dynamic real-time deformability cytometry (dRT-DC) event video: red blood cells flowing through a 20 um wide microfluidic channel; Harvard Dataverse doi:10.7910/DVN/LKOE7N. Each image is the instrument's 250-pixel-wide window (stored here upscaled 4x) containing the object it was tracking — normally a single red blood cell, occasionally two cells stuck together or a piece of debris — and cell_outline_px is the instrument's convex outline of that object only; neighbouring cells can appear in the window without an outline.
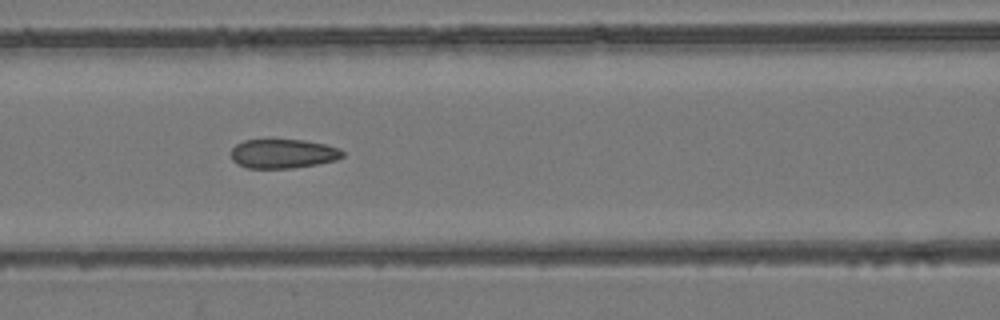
{"species": "common noctule bat (a hibernating species)", "species_latin": "Nyctalus noctula", "temperature_condition": "room temperature", "stored_images_in_passage": 9, "camera_frame_rate_fps": 3000, "um_per_image_px": 0.085, "animal": {"sex": "female", "body_mass_g": 24.6, "forearm_length_mm": 56.2}, "frame": {"image": 1, "passage_image": 7, "time_ms": 6.667, "image_size_px": [1000, 320], "cell_outline_px": [[344, 156], [336, 160], [316, 164], [292, 168], [248, 168], [236, 164], [232, 160], [232, 148], [236, 144], [244, 140], [304, 140], [324, 144], [340, 148], [344, 152]], "centroid_in_image_um": [24.06, 13.06], "position_along_channel_um": 142.5, "area_um2": 18.96}}
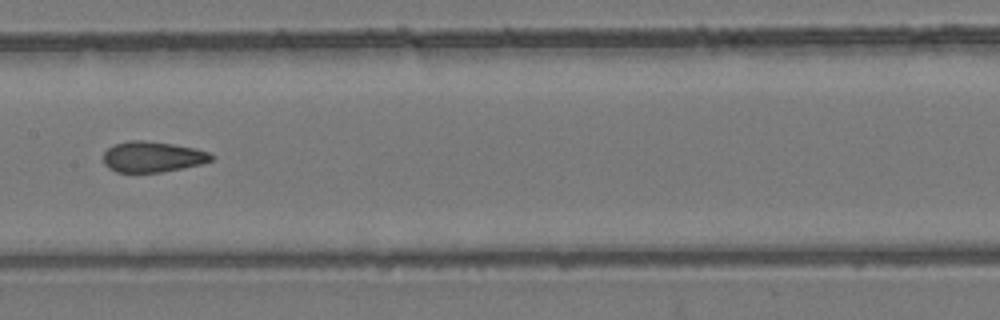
{"frame": {"image": 2, "passage_image": 8, "time_ms": 8.0, "image_size_px": [1000, 320], "cell_outline_px": [[212, 160], [200, 164], [160, 172], [116, 172], [108, 168], [104, 164], [104, 152], [112, 144], [128, 140], [140, 140], [172, 144], [196, 148], [208, 152], [212, 156]], "centroid_in_image_um": [12.91, 13.32], "position_along_channel_um": 194.5, "area_um2": 19.19}}
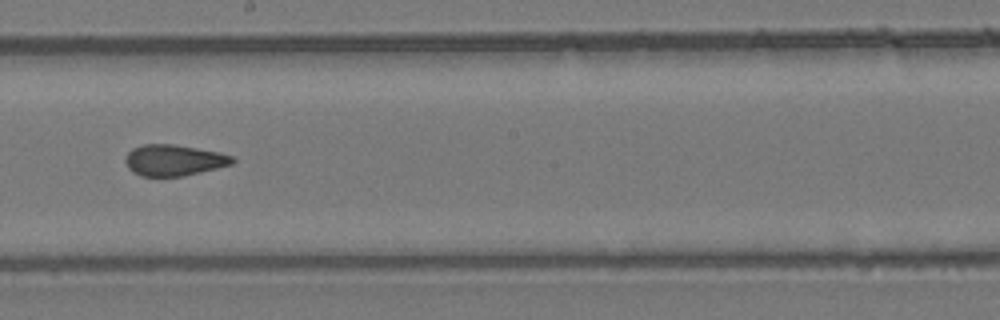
{"frame": {"image": 3, "passage_image": 9, "time_ms": 9.0, "image_size_px": [1000, 320], "cell_outline_px": [[236, 160], [232, 164], [184, 176], [140, 176], [132, 172], [128, 168], [124, 160], [128, 152], [132, 148], [144, 144], [172, 144], [220, 152], [232, 156]], "centroid_in_image_um": [14.76, 13.62], "position_along_channel_um": 233.4, "area_um2": 19.42}}